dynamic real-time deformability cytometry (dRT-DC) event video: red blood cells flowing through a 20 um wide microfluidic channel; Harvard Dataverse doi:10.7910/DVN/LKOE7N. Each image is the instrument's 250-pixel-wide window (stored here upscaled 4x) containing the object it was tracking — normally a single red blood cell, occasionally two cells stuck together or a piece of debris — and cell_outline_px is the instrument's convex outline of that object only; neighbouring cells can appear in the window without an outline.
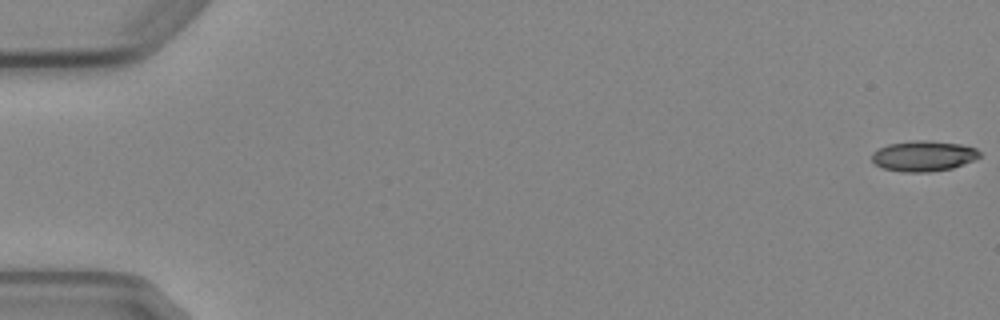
{"species": "Egyptian fruit bat (a non-hibernating species)", "species_latin": "Rousettus aegyptiacus", "temperature_condition": "cold", "stored_images_in_passage": 8, "camera_frame_rate_fps": 3000, "um_per_image_px": 0.085, "animal": {"sex": "female"}, "frame": {"image": 1, "passage_image": 1, "time_ms": 0.0, "image_size_px": [1000, 320], "cell_outline_px": [[980, 156], [976, 160], [952, 168], [928, 172], [904, 172], [884, 168], [876, 164], [872, 160], [872, 152], [888, 144], [916, 140], [928, 140], [960, 144], [976, 148], [980, 152]], "centroid_in_image_um": [78.52, 13.25], "position_along_channel_um": 6.5, "area_um2": 19.13}}
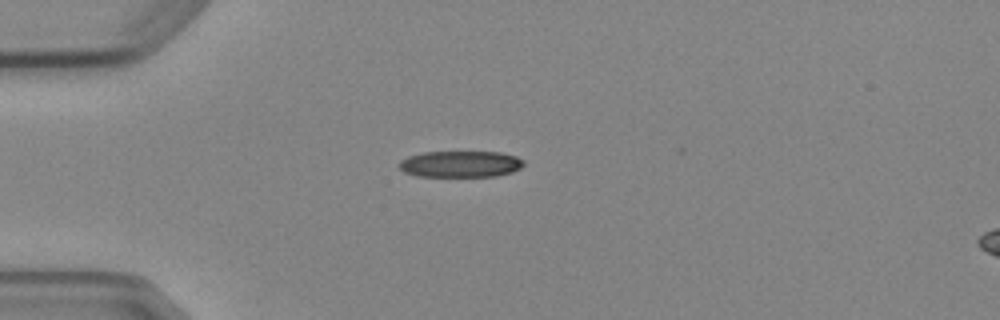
{"frame": {"image": 2, "passage_image": 4, "time_ms": 4.667, "image_size_px": [1000, 320], "cell_outline_px": [[524, 164], [520, 168], [512, 172], [496, 176], [416, 176], [404, 172], [400, 168], [400, 160], [408, 156], [424, 152], [500, 152], [516, 156], [524, 160]], "centroid_in_image_um": [39.15, 13.94], "position_along_channel_um": 45.8, "area_um2": 19.13}}
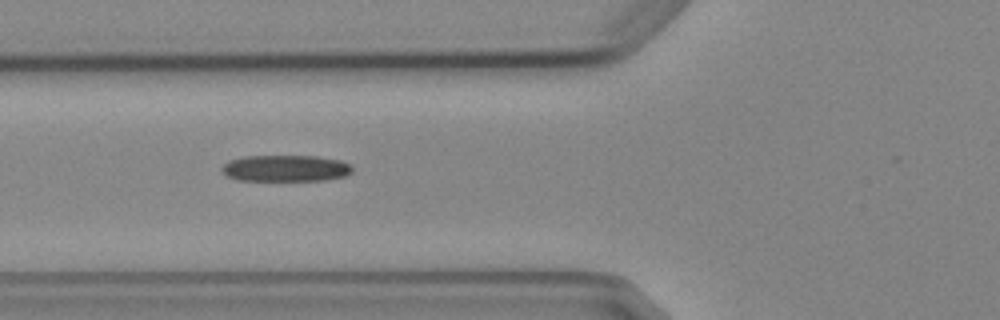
{"frame": {"image": 3, "passage_image": 6, "time_ms": 6.667, "image_size_px": [1000, 320], "cell_outline_px": [[352, 172], [344, 176], [324, 180], [236, 180], [220, 172], [220, 168], [228, 160], [244, 156], [316, 156], [340, 160], [352, 164]], "centroid_in_image_um": [24.25, 14.3], "position_along_channel_um": 101.6, "area_um2": 20.23}}